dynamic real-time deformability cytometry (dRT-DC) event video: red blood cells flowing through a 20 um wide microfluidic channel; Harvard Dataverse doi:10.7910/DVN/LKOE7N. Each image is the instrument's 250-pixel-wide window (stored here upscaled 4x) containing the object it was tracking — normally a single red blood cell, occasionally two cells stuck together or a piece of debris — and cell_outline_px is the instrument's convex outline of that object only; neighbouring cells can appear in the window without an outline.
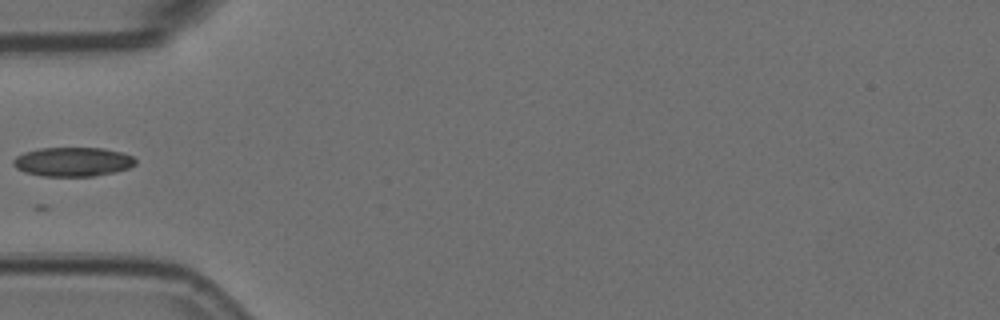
{"species": "Egyptian fruit bat (a non-hibernating species)", "species_latin": "Rousettus aegyptiacus", "temperature_condition": "room temperature", "stored_images_in_passage": 5, "camera_frame_rate_fps": 3000, "um_per_image_px": 0.085, "animal": {"sex": "female"}, "frame": {"image": 1, "passage_image": 5, "time_ms": 1.333, "image_size_px": [1000, 320], "cell_outline_px": [[136, 164], [128, 168], [116, 172], [92, 176], [40, 176], [24, 172], [16, 168], [12, 164], [12, 160], [16, 156], [24, 152], [40, 148], [104, 148], [120, 152], [132, 156], [136, 160]], "centroid_in_image_um": [6.16, 13.75], "position_along_channel_um": 78.8, "area_um2": 20.87}}